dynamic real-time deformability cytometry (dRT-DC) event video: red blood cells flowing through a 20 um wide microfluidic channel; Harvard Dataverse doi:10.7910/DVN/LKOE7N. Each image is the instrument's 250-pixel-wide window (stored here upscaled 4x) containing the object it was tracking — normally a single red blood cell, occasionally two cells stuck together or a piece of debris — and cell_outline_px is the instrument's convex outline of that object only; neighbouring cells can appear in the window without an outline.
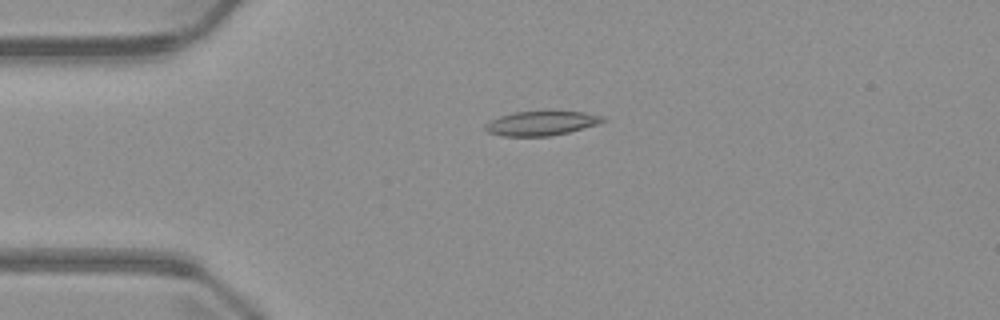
{"species": "common noctule bat (a hibernating species)", "species_latin": "Nyctalus noctula", "temperature_condition": "warm", "stored_images_in_passage": 4, "camera_frame_rate_fps": 3000, "um_per_image_px": 0.085, "animal": {"sex": "male", "body_mass_g": 23.1, "forearm_length_mm": 52.7}, "frame": {"image": 1, "passage_image": 3, "time_ms": 3.333, "image_size_px": [1000, 320], "cell_outline_px": [[608, 120], [596, 124], [568, 132], [548, 136], [504, 136], [488, 132], [484, 128], [484, 124], [500, 116], [516, 112], [584, 112], [604, 116]], "centroid_in_image_um": [46.01, 10.48], "position_along_channel_um": 39.0, "area_um2": 16.36}}